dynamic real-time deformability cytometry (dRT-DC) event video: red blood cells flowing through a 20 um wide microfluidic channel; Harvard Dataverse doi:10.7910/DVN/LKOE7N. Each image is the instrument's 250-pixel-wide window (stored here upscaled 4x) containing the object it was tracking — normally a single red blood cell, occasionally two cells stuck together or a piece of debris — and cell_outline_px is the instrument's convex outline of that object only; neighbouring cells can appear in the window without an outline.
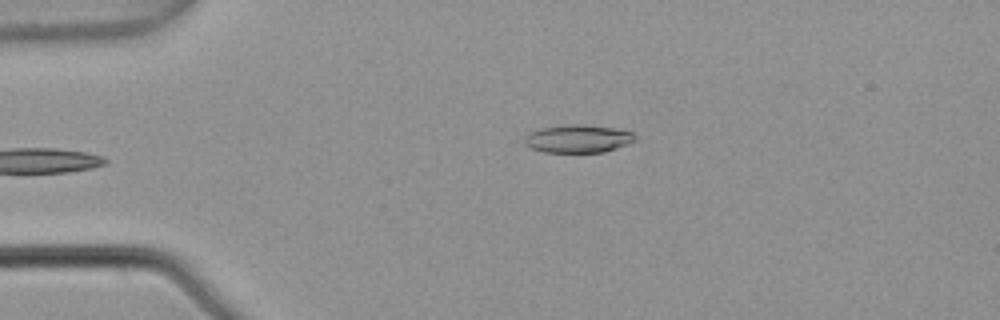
{"species": "common noctule bat (a hibernating species)", "species_latin": "Nyctalus noctula", "temperature_condition": "warm", "stored_images_in_passage": 5, "camera_frame_rate_fps": 3000, "um_per_image_px": 0.085, "animal": {"sex": "male", "body_mass_g": 21.5, "forearm_length_mm": 52.0}, "frame": {"image": 1, "passage_image": 5, "time_ms": 1.333, "image_size_px": [1000, 320], "cell_outline_px": [[636, 136], [628, 144], [604, 152], [544, 152], [532, 148], [524, 144], [524, 140], [532, 132], [540, 128], [572, 124], [580, 124], [612, 128], [632, 132]], "centroid_in_image_um": [49.13, 11.8], "position_along_channel_um": 35.9, "area_um2": 17.63}}